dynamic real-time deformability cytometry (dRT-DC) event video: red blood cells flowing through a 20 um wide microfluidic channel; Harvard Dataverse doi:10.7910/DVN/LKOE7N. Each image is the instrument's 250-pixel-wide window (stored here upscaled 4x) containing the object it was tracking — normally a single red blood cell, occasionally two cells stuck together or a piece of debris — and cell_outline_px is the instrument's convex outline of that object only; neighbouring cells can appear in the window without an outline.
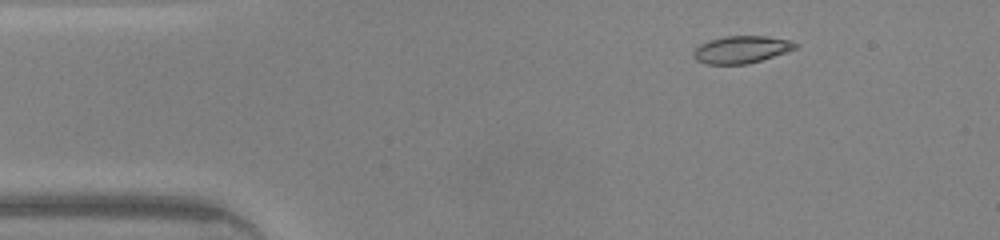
{"species": "common noctule bat (a hibernating species)", "species_latin": "Nyctalus noctula", "temperature_condition": "warm", "stored_images_in_passage": 43, "camera_frame_rate_fps": 3000, "um_per_image_px": 0.085, "animal": {"sex": "male", "body_mass_g": 20.0, "forearm_length_mm": 53.3}, "frame": {"image": 1, "passage_image": 3, "time_ms": 0.667, "image_size_px": [1000, 240], "cell_outline_px": [[800, 44], [796, 48], [760, 60], [744, 64], [704, 64], [696, 60], [692, 56], [692, 52], [700, 44], [708, 40], [724, 36], [764, 36], [788, 40]], "centroid_in_image_um": [62.95, 4.2], "position_along_channel_um": 22.1, "area_um2": 16.07}}
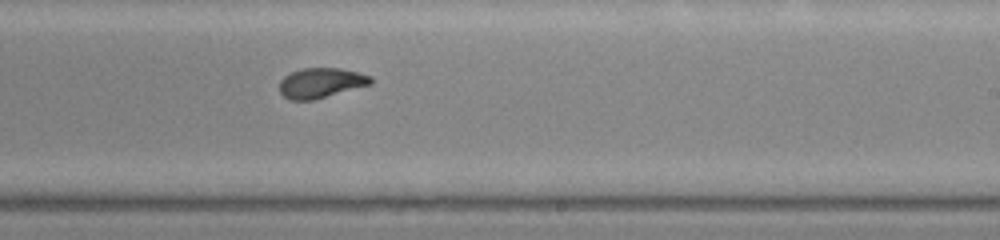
{"frame": {"image": 2, "passage_image": 24, "time_ms": 7.667, "image_size_px": [1000, 240], "cell_outline_px": [[372, 84], [312, 100], [292, 100], [284, 96], [280, 92], [280, 80], [284, 76], [300, 68], [340, 68], [372, 76]], "centroid_in_image_um": [27.28, 7.04], "position_along_channel_um": 261.7, "area_um2": 15.84}}
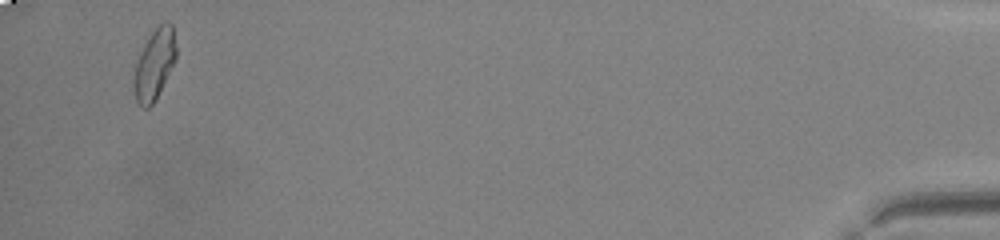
{"frame": {"image": 3, "passage_image": 41, "time_ms": 13.333, "image_size_px": [1000, 240], "cell_outline_px": [[176, 60], [152, 104], [148, 108], [144, 108], [136, 100], [132, 84], [132, 80], [136, 60], [144, 44], [152, 32], [160, 24], [168, 20], [172, 24], [176, 48]], "centroid_in_image_um": [13.1, 5.45], "position_along_channel_um": 422.1, "area_um2": 17.28}, "authors_computed_cell_mechanics": {"area_um2": 16.4152, "velocity_mm_per_s": 4.3926, "shape_relaxation_time_tau1_ms": 3.7255, "shape_relaxation_time_tau2_ms": 1.0968, "deformation_change_tau1": 0.1742, "deformation_change_tau2": 0.0657}}